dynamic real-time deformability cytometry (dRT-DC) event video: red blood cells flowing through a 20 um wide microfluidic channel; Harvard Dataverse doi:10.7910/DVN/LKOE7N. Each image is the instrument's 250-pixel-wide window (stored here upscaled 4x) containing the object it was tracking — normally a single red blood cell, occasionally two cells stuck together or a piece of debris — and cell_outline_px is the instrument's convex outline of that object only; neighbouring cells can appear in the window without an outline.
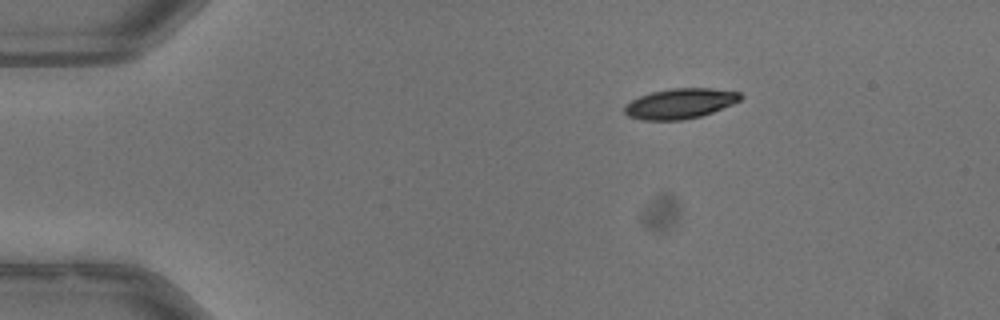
{"species": "common noctule bat (a hibernating species)", "species_latin": "Nyctalus noctula", "temperature_condition": "warm", "stored_images_in_passage": 24, "camera_frame_rate_fps": 3000, "um_per_image_px": 0.085, "animal": {"sex": "male", "body_mass_g": 13.3}, "frame": {"image": 1, "passage_image": 1, "time_ms": 0.0, "image_size_px": [1000, 320], "cell_outline_px": [[744, 96], [740, 100], [732, 104], [712, 112], [700, 116], [684, 120], [640, 120], [628, 116], [624, 112], [624, 104], [640, 96], [652, 92], [672, 88], [712, 88], [740, 92]], "centroid_in_image_um": [57.8, 8.8], "position_along_channel_um": 27.2, "area_um2": 20.46}}
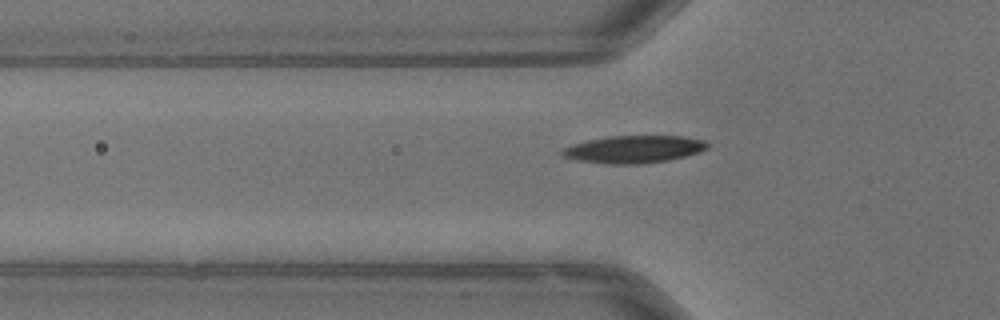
{"frame": {"image": 2, "passage_image": 10, "time_ms": 3.0, "image_size_px": [1000, 320], "cell_outline_px": [[708, 148], [684, 156], [668, 160], [644, 164], [604, 164], [580, 160], [564, 156], [560, 152], [560, 148], [572, 144], [588, 140], [612, 136], [680, 136], [704, 140], [708, 144]], "centroid_in_image_um": [53.84, 12.69], "position_along_channel_um": 72.0, "area_um2": 23.06}}
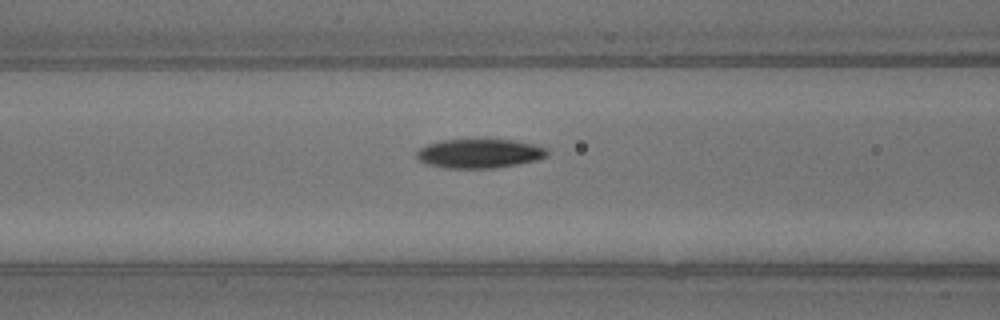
{"frame": {"image": 3, "passage_image": 14, "time_ms": 4.333, "image_size_px": [1000, 320], "cell_outline_px": [[548, 156], [536, 160], [496, 168], [444, 168], [424, 164], [416, 160], [416, 152], [420, 148], [428, 144], [440, 140], [512, 140], [536, 144], [544, 148], [548, 152]], "centroid_in_image_um": [40.7, 13.06], "position_along_channel_um": 125.9, "area_um2": 22.25}}